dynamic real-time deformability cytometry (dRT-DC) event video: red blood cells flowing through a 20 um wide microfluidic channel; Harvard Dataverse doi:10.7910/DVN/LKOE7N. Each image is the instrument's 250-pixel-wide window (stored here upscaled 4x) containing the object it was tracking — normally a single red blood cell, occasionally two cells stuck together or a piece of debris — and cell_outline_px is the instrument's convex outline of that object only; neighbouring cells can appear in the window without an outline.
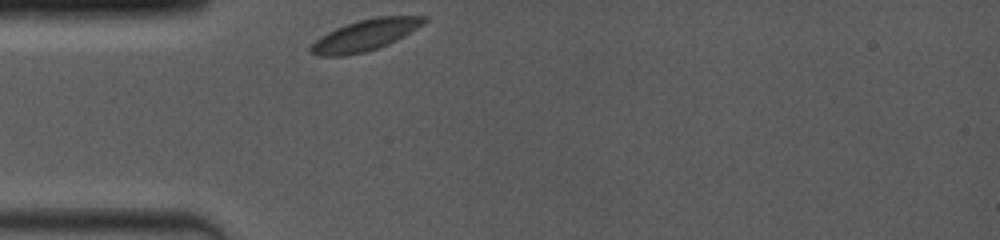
{"species": "common noctule bat (a hibernating species)", "species_latin": "Nyctalus noctula", "temperature_condition": "room temperature", "stored_images_in_passage": 49, "camera_frame_rate_fps": 4000, "um_per_image_px": 0.085, "animal": {"sex": "female", "body_mass_g": 19.0, "forearm_length_mm": 53.3}, "frame": {"image": 1, "passage_image": 1, "time_ms": 0.0, "image_size_px": [1000, 240], "cell_outline_px": [[428, 20], [424, 24], [396, 40], [388, 44], [364, 52], [344, 56], [316, 56], [308, 52], [308, 48], [320, 36], [336, 28], [360, 20], [376, 16], [428, 16]], "centroid_in_image_um": [31.02, 2.99], "position_along_channel_um": 54.0, "area_um2": 20.52}}
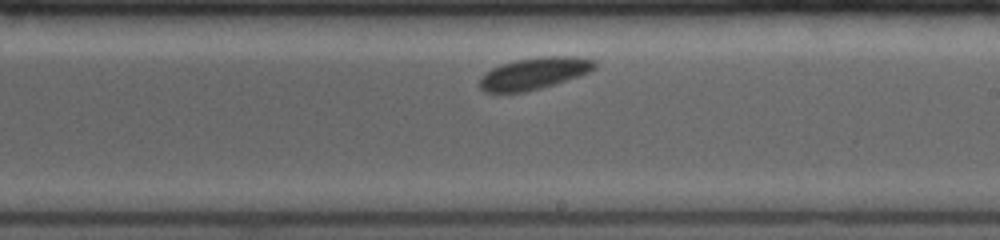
{"frame": {"image": 2, "passage_image": 27, "time_ms": 5.25, "image_size_px": [1000, 240], "cell_outline_px": [[596, 68], [580, 76], [540, 88], [524, 92], [484, 92], [480, 88], [480, 76], [484, 72], [492, 68], [516, 60], [544, 56], [576, 56], [596, 60]], "centroid_in_image_um": [45.42, 6.23], "position_along_channel_um": 243.6, "area_um2": 21.27}}
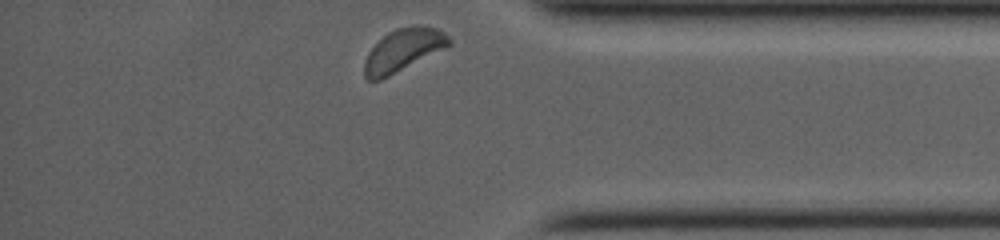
{"frame": {"image": 3, "passage_image": 49, "time_ms": 9.5, "image_size_px": [1000, 240], "cell_outline_px": [[452, 44], [380, 80], [368, 80], [364, 76], [364, 60], [368, 52], [388, 32], [396, 28], [412, 24], [424, 24], [436, 28], [444, 32], [452, 40]], "centroid_in_image_um": [34.28, 4.22], "position_along_channel_um": 400.9, "area_um2": 20.87}}